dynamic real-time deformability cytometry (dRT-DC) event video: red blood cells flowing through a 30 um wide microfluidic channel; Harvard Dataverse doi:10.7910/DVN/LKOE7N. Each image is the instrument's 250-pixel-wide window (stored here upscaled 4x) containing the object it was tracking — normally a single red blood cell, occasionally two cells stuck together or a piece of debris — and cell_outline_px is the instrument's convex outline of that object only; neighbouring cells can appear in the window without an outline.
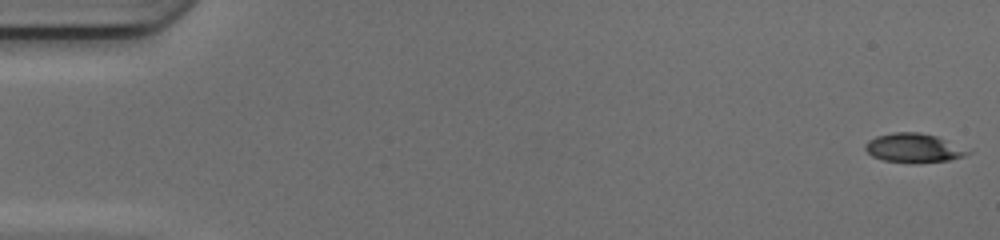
{"species": "common noctule bat (a hibernating species)", "species_latin": "Nyctalus noctula", "temperature_condition": "cold", "stored_images_in_passage": 50, "camera_frame_rate_fps": 3000, "um_per_image_px": 0.085, "animal": {"sex": "female", "body_mass_g": 17.0, "forearm_length_mm": 48.0}, "frame": {"image": 1, "passage_image": 1, "time_ms": 0.0, "image_size_px": [1000, 240], "cell_outline_px": [[972, 152], [964, 156], [948, 160], [912, 164], [884, 160], [872, 156], [864, 148], [864, 144], [868, 140], [876, 136], [892, 132], [916, 132], [936, 136]], "centroid_in_image_um": [77.6, 12.59], "position_along_channel_um": 7.4, "area_um2": 17.28}}
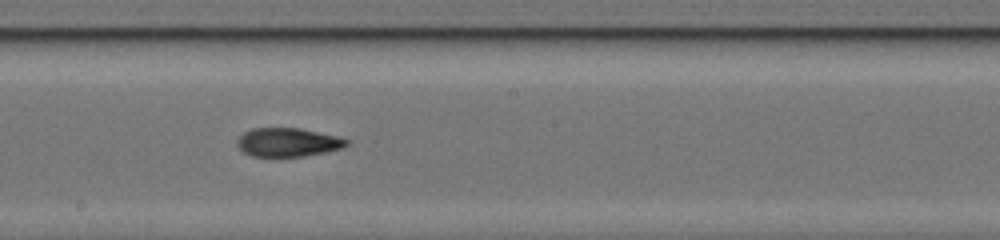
{"frame": {"image": 2, "passage_image": 28, "time_ms": 9.0, "image_size_px": [1000, 240], "cell_outline_px": [[348, 144], [344, 148], [304, 156], [252, 156], [244, 152], [236, 144], [236, 140], [244, 132], [252, 128], [300, 128], [336, 136], [348, 140]], "centroid_in_image_um": [24.45, 12.09], "position_along_channel_um": 223.7, "area_um2": 18.15}}
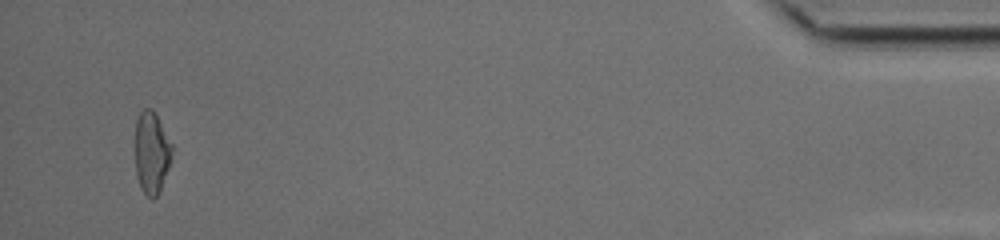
{"frame": {"image": 3, "passage_image": 48, "time_ms": 15.667, "image_size_px": [1000, 240], "cell_outline_px": [[172, 148], [168, 168], [160, 192], [152, 200], [140, 188], [136, 176], [136, 120], [140, 112], [144, 108], [152, 108], [156, 112], [172, 144]], "centroid_in_image_um": [12.88, 12.96], "position_along_channel_um": 422.3, "area_um2": 17.63}, "authors_computed_cell_mechanics": {"area_um2": 18.2648, "velocity_mm_per_s": 4.2166, "shape_relaxation_time_tau1_ms": null, "shape_relaxation_time_tau2_ms": 2.4674, "deformation_change_tau1": null, "deformation_change_tau2": 0.1005}}